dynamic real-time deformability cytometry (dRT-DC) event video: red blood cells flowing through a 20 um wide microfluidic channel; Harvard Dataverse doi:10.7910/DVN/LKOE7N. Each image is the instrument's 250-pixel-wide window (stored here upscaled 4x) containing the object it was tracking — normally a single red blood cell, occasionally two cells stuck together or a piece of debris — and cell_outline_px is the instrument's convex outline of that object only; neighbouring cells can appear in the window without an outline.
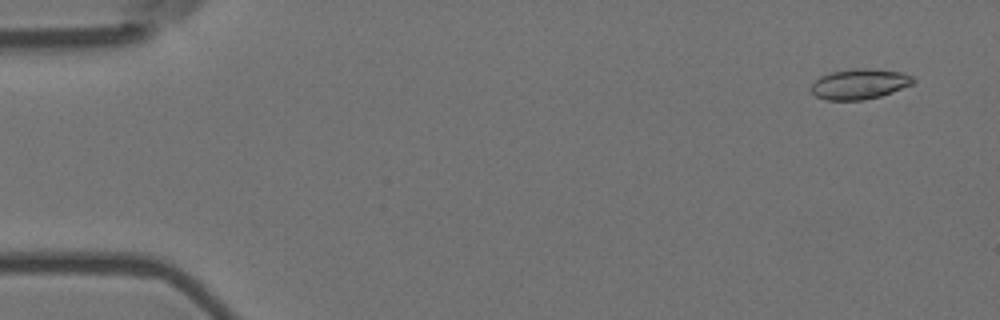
{"species": "Egyptian fruit bat (a non-hibernating species)", "species_latin": "Rousettus aegyptiacus", "temperature_condition": "room temperature", "stored_images_in_passage": 4, "camera_frame_rate_fps": 3000, "um_per_image_px": 0.085, "animal": {"sex": "female"}, "frame": {"image": 1, "passage_image": 4, "time_ms": 1.0, "image_size_px": [1000, 320], "cell_outline_px": [[916, 80], [912, 84], [892, 92], [880, 96], [864, 100], [828, 100], [816, 96], [808, 88], [820, 76], [832, 72], [856, 68], [868, 68], [900, 72], [912, 76]], "centroid_in_image_um": [73.04, 7.14], "position_along_channel_um": 12.0, "area_um2": 17.98}}